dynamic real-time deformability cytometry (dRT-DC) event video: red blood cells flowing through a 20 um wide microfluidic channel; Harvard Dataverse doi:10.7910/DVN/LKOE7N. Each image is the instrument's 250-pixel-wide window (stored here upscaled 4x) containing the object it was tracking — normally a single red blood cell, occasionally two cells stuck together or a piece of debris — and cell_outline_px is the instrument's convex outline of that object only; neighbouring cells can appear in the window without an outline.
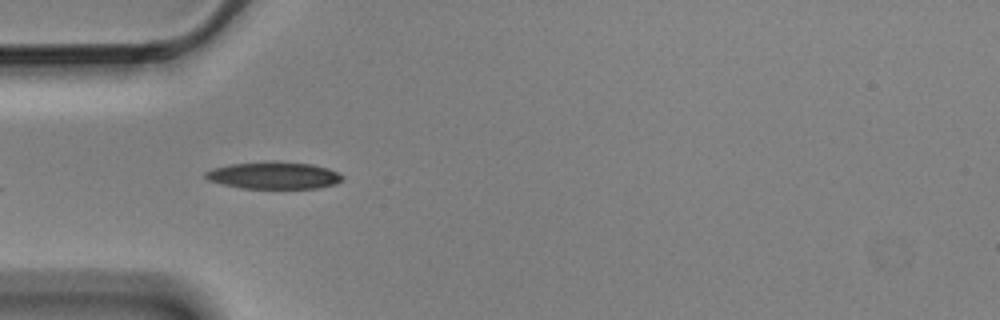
{"species": "Egyptian fruit bat (a non-hibernating species)", "species_latin": "Rousettus aegyptiacus", "temperature_condition": "cold", "stored_images_in_passage": 7, "camera_frame_rate_fps": 3000, "um_per_image_px": 0.085, "animal": {"sex": "male"}, "frame": {"image": 1, "passage_image": 6, "time_ms": 1.667, "image_size_px": [1000, 320], "cell_outline_px": [[344, 180], [336, 184], [320, 188], [244, 188], [224, 184], [208, 180], [204, 176], [204, 172], [212, 168], [228, 164], [272, 160], [276, 160], [312, 164], [328, 168], [344, 176]], "centroid_in_image_um": [23.29, 14.89], "position_along_channel_um": 61.7, "area_um2": 21.96}}
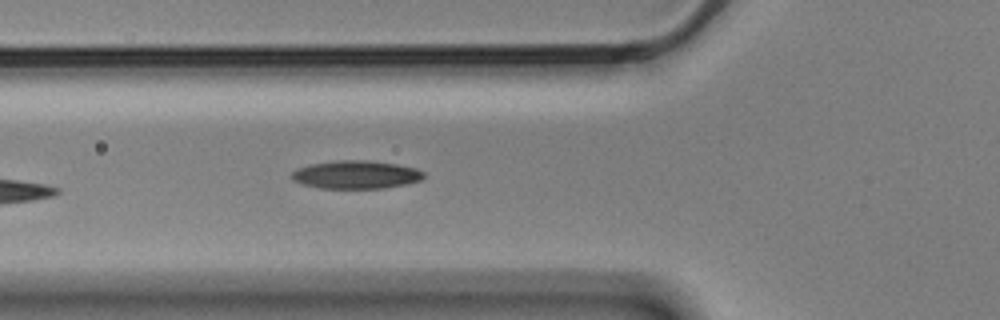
{"frame": {"image": 2, "passage_image": 7, "time_ms": 2.0, "image_size_px": [1000, 320], "cell_outline_px": [[424, 176], [420, 180], [408, 184], [384, 188], [320, 188], [300, 184], [292, 180], [288, 176], [296, 168], [308, 164], [336, 160], [364, 160], [396, 164], [416, 168], [424, 172]], "centroid_in_image_um": [30.19, 14.84], "position_along_channel_um": 95.6, "area_um2": 21.91}}